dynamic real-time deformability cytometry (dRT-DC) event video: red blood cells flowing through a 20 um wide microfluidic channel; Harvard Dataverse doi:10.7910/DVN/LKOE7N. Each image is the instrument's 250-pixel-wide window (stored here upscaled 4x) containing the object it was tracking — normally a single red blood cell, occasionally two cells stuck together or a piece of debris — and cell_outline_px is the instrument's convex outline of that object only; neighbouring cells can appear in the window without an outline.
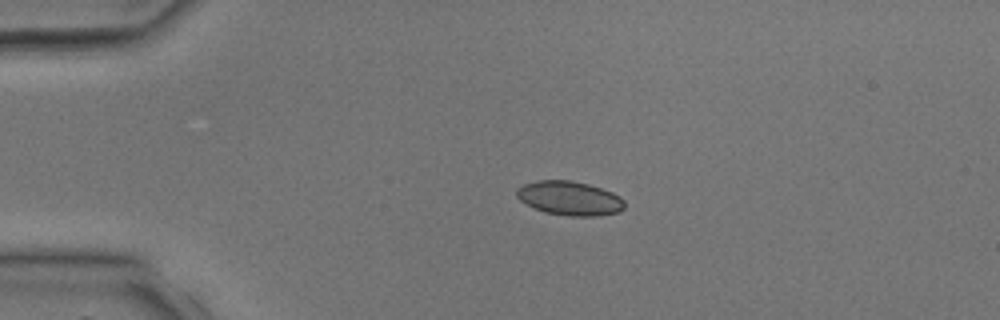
{"species": "common noctule bat (a hibernating species)", "species_latin": "Nyctalus noctula", "temperature_condition": "room temperature", "stored_images_in_passage": 1, "camera_frame_rate_fps": 3000, "um_per_image_px": 0.085, "animal": {"sex": "male", "body_mass_g": 17.9, "forearm_length_mm": 54.2}, "frame": {"image": 1, "passage_image": 1, "time_ms": 0.0, "image_size_px": [1000, 320], "cell_outline_px": [[624, 208], [620, 212], [596, 216], [568, 216], [544, 212], [520, 200], [516, 196], [516, 188], [524, 184], [536, 180], [568, 180], [588, 184], [612, 192], [620, 196], [624, 200]], "centroid_in_image_um": [48.42, 16.85], "position_along_channel_um": 36.6, "area_um2": 21.44}}